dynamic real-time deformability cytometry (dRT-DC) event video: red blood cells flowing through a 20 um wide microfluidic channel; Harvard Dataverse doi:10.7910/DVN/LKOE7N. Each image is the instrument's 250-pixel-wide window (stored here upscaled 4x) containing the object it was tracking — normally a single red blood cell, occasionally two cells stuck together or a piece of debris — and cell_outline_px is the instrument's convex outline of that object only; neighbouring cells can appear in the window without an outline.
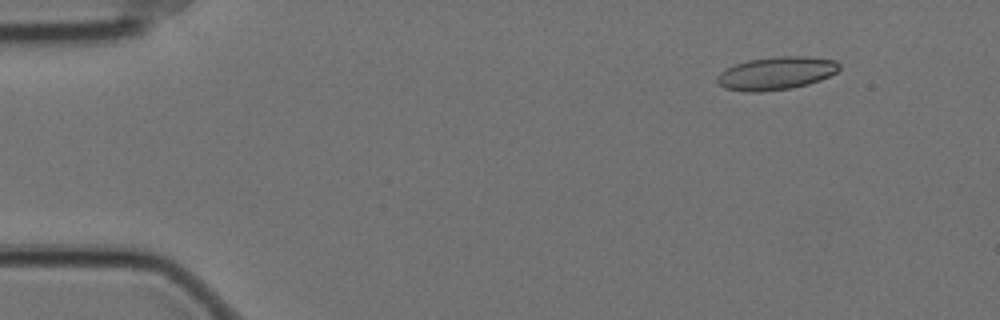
{"species": "Egyptian fruit bat (a non-hibernating species)", "species_latin": "Rousettus aegyptiacus", "temperature_condition": "cold", "stored_images_in_passage": 52, "camera_frame_rate_fps": 3000, "um_per_image_px": 0.085, "animal": {"sex": "female"}, "frame": {"image": 1, "passage_image": 1, "time_ms": 0.0, "image_size_px": [1000, 320], "cell_outline_px": [[840, 68], [836, 72], [820, 80], [808, 84], [792, 88], [760, 92], [744, 92], [724, 88], [716, 80], [716, 76], [724, 68], [748, 60], [776, 56], [804, 56], [836, 60], [840, 64]], "centroid_in_image_um": [65.95, 6.23], "position_along_channel_um": 19.0, "area_um2": 23.64}}
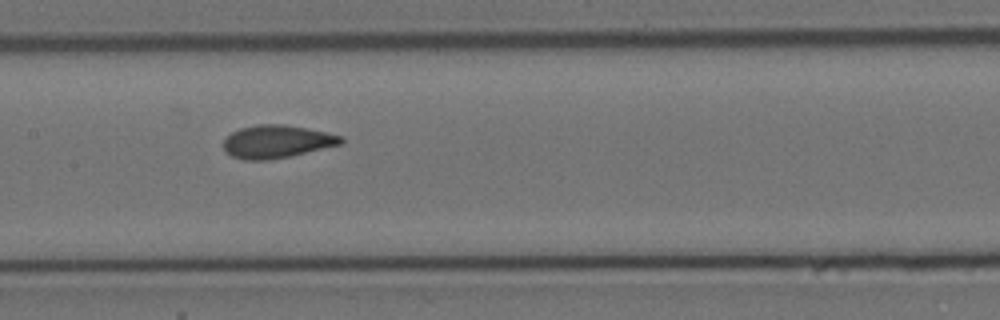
{"frame": {"image": 2, "passage_image": 23, "time_ms": 7.333, "image_size_px": [1000, 320], "cell_outline_px": [[344, 144], [288, 156], [268, 160], [244, 160], [232, 156], [224, 148], [224, 140], [232, 132], [240, 128], [256, 124], [284, 124], [344, 136]], "centroid_in_image_um": [23.55, 12.03], "position_along_channel_um": 183.9, "area_um2": 22.37}}
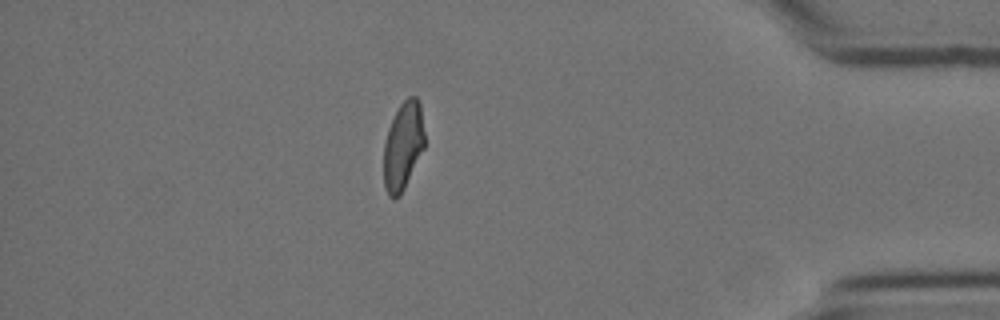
{"frame": {"image": 3, "passage_image": 45, "time_ms": 14.667, "image_size_px": [1000, 320], "cell_outline_px": [[424, 148], [400, 196], [388, 196], [384, 188], [384, 144], [388, 128], [400, 104], [408, 96], [416, 96], [420, 104], [424, 132]], "centroid_in_image_um": [34.26, 12.39], "position_along_channel_um": 400.9, "area_um2": 20.75}, "authors_computed_cell_mechanics": {"area_um2": 22.2241, "velocity_mm_per_s": 3.4942, "shape_relaxation_time_tau1_ms": null, "shape_relaxation_time_tau2_ms": 1.3207, "deformation_change_tau1": null, "deformation_change_tau2": 0.069}}